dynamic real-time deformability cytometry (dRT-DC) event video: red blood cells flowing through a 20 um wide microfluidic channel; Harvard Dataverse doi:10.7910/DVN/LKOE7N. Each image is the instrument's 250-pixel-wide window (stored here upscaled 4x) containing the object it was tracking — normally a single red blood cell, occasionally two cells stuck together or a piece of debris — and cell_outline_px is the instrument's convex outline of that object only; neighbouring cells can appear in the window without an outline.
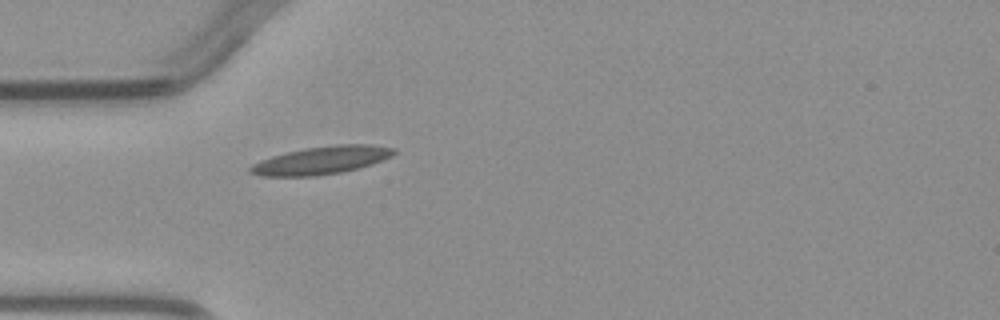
{"species": "common noctule bat (a hibernating species)", "species_latin": "Nyctalus noctula", "temperature_condition": "warm", "stored_images_in_passage": 1, "camera_frame_rate_fps": 3000, "um_per_image_px": 0.085, "animal": {"sex": "male", "body_mass_g": 23.1, "forearm_length_mm": 52.7}, "frame": {"image": 1, "passage_image": 1, "time_ms": 0.0, "image_size_px": [1000, 320], "cell_outline_px": [[396, 152], [392, 156], [372, 164], [340, 172], [312, 176], [260, 176], [248, 172], [248, 168], [252, 164], [260, 160], [272, 156], [304, 148], [336, 144], [372, 144], [396, 148]], "centroid_in_image_um": [27.32, 13.61], "position_along_channel_um": 57.7, "area_um2": 23.29}}